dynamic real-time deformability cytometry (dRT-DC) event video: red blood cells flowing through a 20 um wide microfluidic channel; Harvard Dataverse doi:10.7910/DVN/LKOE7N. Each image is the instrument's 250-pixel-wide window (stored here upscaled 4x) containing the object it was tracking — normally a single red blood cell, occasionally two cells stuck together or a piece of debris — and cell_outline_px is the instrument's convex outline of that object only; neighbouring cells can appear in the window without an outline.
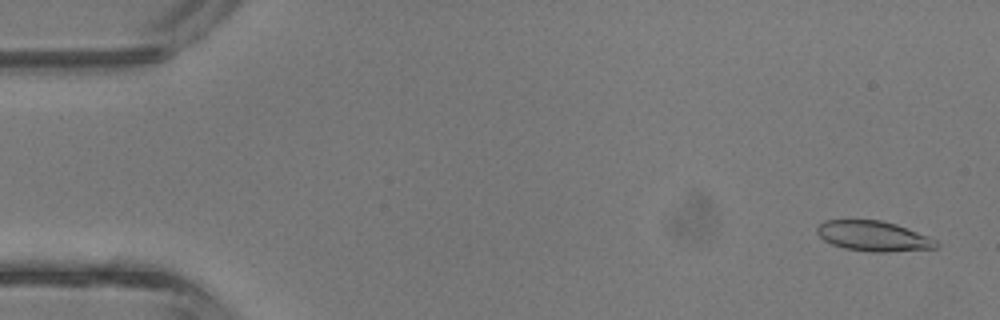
{"species": "common noctule bat (a hibernating species)", "species_latin": "Nyctalus noctula", "temperature_condition": "room temperature", "stored_images_in_passage": 43, "camera_frame_rate_fps": 3000, "um_per_image_px": 0.085, "animal": {"sex": "male", "body_mass_g": 13.3}, "frame": {"image": 1, "passage_image": 2, "time_ms": 0.333, "image_size_px": [1000, 320], "cell_outline_px": [[940, 244], [936, 248], [888, 252], [872, 252], [844, 248], [832, 244], [824, 240], [816, 232], [816, 228], [824, 220], [880, 220], [896, 224], [928, 236], [936, 240]], "centroid_in_image_um": [74.24, 20.07], "position_along_channel_um": 10.8, "area_um2": 20.92}}
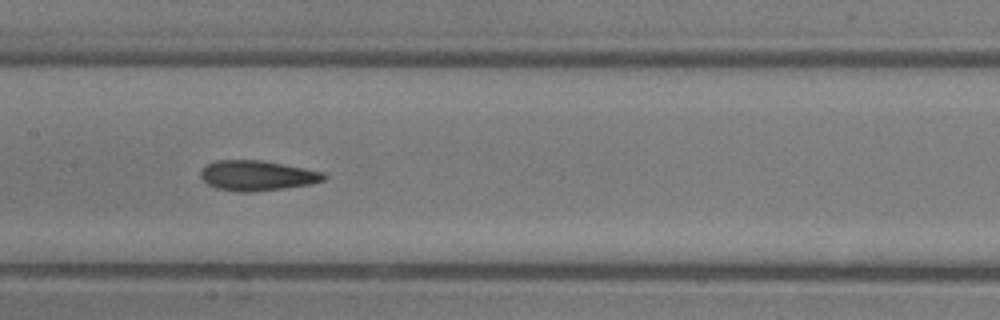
{"frame": {"image": 2, "passage_image": 21, "time_ms": 6.667, "image_size_px": [1000, 320], "cell_outline_px": [[328, 176], [324, 180], [312, 184], [284, 188], [252, 192], [236, 192], [216, 188], [208, 184], [200, 176], [200, 172], [208, 164], [216, 160], [260, 160], [284, 164], [324, 172]], "centroid_in_image_um": [21.88, 14.93], "position_along_channel_um": 185.5, "area_um2": 21.68}}
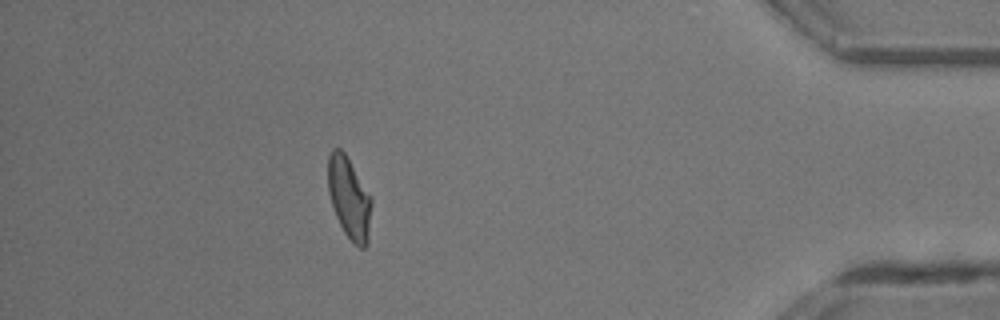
{"frame": {"image": 3, "passage_image": 38, "time_ms": 12.333, "image_size_px": [1000, 320], "cell_outline_px": [[372, 204], [368, 244], [364, 248], [360, 248], [344, 232], [336, 216], [328, 192], [328, 156], [332, 148], [340, 148], [344, 152], [372, 196]], "centroid_in_image_um": [29.69, 16.81], "position_along_channel_um": 405.5, "area_um2": 20.75}, "authors_computed_cell_mechanics": {"area_um2": 21.2704, "velocity_mm_per_s": 4.8036, "shape_relaxation_time_tau1_ms": 9.9021, "shape_relaxation_time_tau2_ms": 2.5369, "deformation_change_tau1": 0.2687, "deformation_change_tau2": 0.1079}}